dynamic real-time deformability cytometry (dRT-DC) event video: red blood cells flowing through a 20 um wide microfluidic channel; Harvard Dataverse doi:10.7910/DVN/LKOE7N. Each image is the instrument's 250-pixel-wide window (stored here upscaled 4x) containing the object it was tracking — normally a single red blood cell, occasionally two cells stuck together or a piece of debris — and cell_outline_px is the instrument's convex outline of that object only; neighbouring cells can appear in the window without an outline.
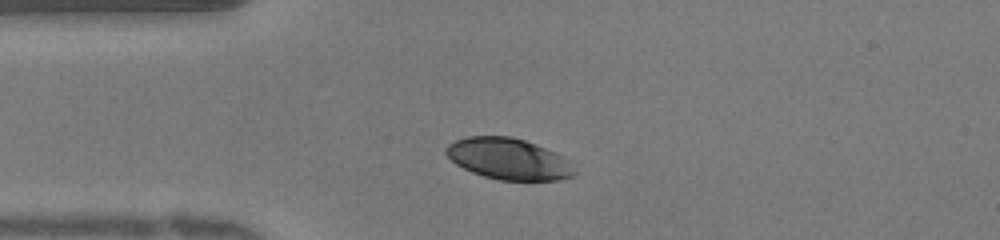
{"species": "human", "species_latin": "Homo sapiens", "temperature_condition": "warm", "stored_images_in_passage": 3, "camera_frame_rate_fps": 3000, "um_per_image_px": 0.085, "donor": {"sex": "female"}, "frame": {"image": 1, "passage_image": 3, "time_ms": 0.667, "image_size_px": [1000, 240], "cell_outline_px": [[556, 176], [544, 180], [508, 180], [492, 176], [468, 168], [460, 164], [456, 160], [464, 140], [484, 136], [496, 136], [520, 140], [528, 144], [532, 148]], "centroid_in_image_um": [42.79, 13.5], "position_along_channel_um": 42.2, "area_um2": 22.08}}